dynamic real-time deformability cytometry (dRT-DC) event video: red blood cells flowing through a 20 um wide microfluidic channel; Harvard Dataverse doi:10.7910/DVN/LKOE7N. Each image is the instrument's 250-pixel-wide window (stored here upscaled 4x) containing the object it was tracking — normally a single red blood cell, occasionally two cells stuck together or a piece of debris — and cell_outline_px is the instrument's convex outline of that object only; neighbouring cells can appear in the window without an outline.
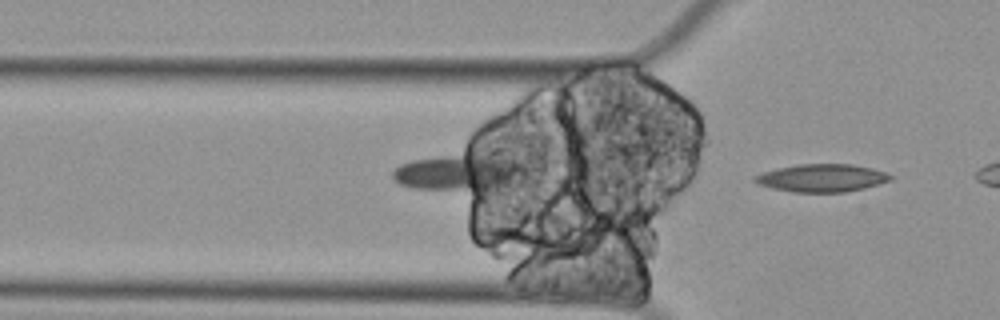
{"species": "Egyptian fruit bat (a non-hibernating species)", "species_latin": "Rousettus aegyptiacus", "temperature_condition": "cold", "stored_images_in_passage": 13, "camera_frame_rate_fps": 3000, "um_per_image_px": 0.085, "animal": {"sex": "female"}, "frame": {"image": 1, "passage_image": 13, "time_ms": 4.0, "image_size_px": [1000, 320], "cell_outline_px": [[892, 180], [864, 188], [844, 192], [792, 192], [772, 188], [756, 184], [752, 180], [752, 176], [776, 168], [796, 164], [852, 164], [872, 168], [884, 172], [892, 176]], "centroid_in_image_um": [69.8, 15.12], "position_along_channel_um": 56.0, "area_um2": 22.08}}